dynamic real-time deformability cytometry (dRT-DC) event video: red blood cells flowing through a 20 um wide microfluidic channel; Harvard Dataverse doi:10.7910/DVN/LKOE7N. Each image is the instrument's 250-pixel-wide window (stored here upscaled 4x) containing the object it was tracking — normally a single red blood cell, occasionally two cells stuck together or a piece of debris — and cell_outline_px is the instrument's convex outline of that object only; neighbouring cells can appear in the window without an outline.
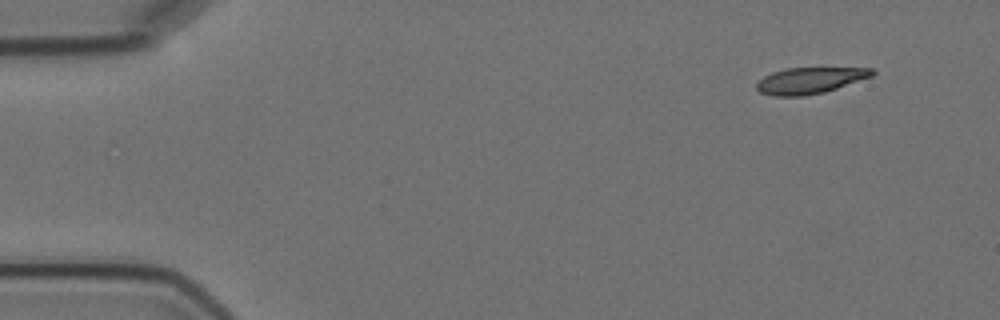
{"species": "Egyptian fruit bat (a non-hibernating species)", "species_latin": "Rousettus aegyptiacus", "temperature_condition": "cold", "stored_images_in_passage": 4, "camera_frame_rate_fps": 3000, "um_per_image_px": 0.085, "animal": {"sex": "female"}, "frame": {"image": 1, "passage_image": 1, "time_ms": 0.0, "image_size_px": [1000, 320], "cell_outline_px": [[876, 72], [872, 76], [824, 92], [804, 96], [776, 96], [760, 92], [756, 88], [756, 84], [764, 76], [772, 72], [788, 68], [872, 68]], "centroid_in_image_um": [68.83, 6.84], "position_along_channel_um": 16.2, "area_um2": 17.46}}
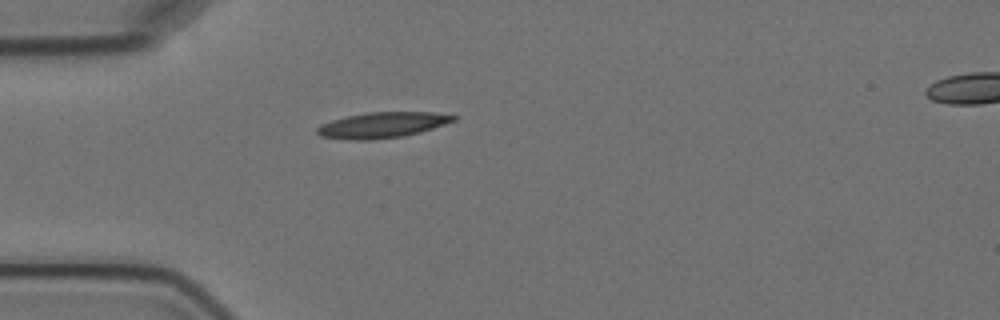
{"frame": {"image": 2, "passage_image": 4, "time_ms": 3.667, "image_size_px": [1000, 320], "cell_outline_px": [[456, 120], [420, 132], [404, 136], [372, 140], [348, 140], [320, 136], [316, 132], [316, 128], [320, 124], [332, 120], [364, 112], [432, 112], [456, 116]], "centroid_in_image_um": [32.45, 10.63], "position_along_channel_um": 52.6, "area_um2": 20.4}}